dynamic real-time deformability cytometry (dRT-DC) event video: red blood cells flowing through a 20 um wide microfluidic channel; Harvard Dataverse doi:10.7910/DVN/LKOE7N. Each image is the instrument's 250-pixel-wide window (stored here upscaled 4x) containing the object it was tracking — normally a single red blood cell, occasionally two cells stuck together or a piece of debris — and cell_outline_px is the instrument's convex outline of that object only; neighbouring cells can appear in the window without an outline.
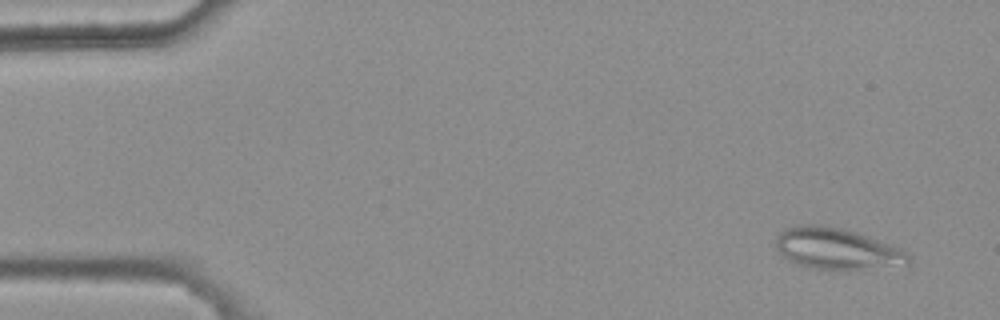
{"species": "common noctule bat (a hibernating species)", "species_latin": "Nyctalus noctula", "temperature_condition": "warm", "stored_images_in_passage": 46, "camera_frame_rate_fps": 3000, "um_per_image_px": 0.085, "animal": {"sex": "female", "body_mass_g": 25.1}, "frame": {"image": 1, "passage_image": 4, "time_ms": 1.0, "image_size_px": [1000, 320], "cell_outline_px": [[912, 256], [908, 264], [848, 272], [844, 272], [812, 268], [800, 264], [784, 256], [776, 248], [776, 236], [784, 228], [800, 224], [820, 224], [844, 228], [892, 244], [900, 248]], "centroid_in_image_um": [71.18, 21.15], "position_along_channel_um": 13.8, "area_um2": 32.66}}
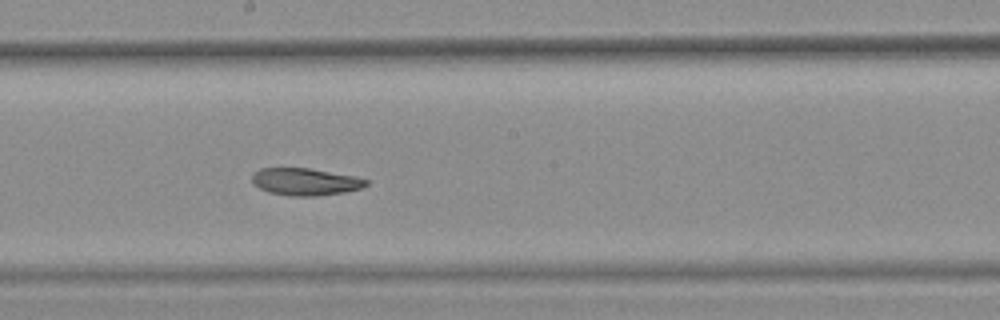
{"frame": {"image": 2, "passage_image": 30, "time_ms": 9.667, "image_size_px": [1000, 320], "cell_outline_px": [[368, 184], [360, 188], [344, 192], [316, 196], [288, 196], [268, 192], [252, 184], [252, 172], [260, 168], [308, 168], [352, 176], [368, 180]], "centroid_in_image_um": [25.88, 15.45], "position_along_channel_um": 222.3, "area_um2": 18.03}}
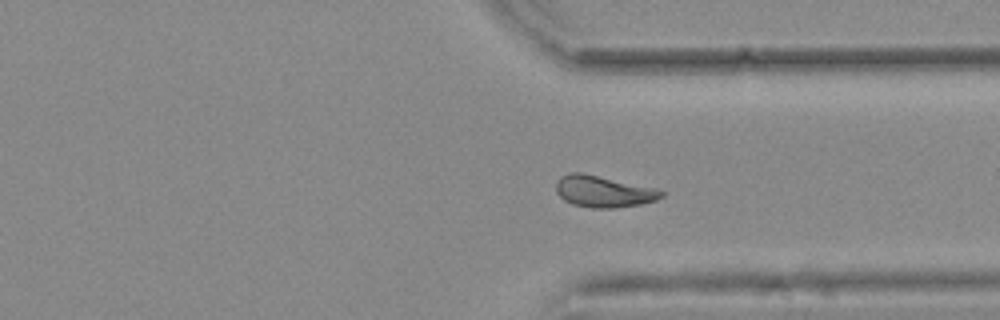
{"frame": {"image": 3, "passage_image": 41, "time_ms": 13.333, "image_size_px": [1000, 320], "cell_outline_px": [[664, 196], [656, 200], [640, 204], [616, 208], [592, 208], [572, 204], [564, 200], [556, 192], [556, 180], [560, 176], [568, 172], [580, 172], [660, 188], [664, 192]], "centroid_in_image_um": [51.31, 16.26], "position_along_channel_um": 360.1, "area_um2": 19.71}, "authors_computed_cell_mechanics": {"area_um2": 19.7676, "velocity_mm_per_s": 3.7466, "shape_relaxation_time_tau1_ms": null, "shape_relaxation_time_tau2_ms": 7.4286, "deformation_change_tau1": null, "deformation_change_tau2": 0.1502}}